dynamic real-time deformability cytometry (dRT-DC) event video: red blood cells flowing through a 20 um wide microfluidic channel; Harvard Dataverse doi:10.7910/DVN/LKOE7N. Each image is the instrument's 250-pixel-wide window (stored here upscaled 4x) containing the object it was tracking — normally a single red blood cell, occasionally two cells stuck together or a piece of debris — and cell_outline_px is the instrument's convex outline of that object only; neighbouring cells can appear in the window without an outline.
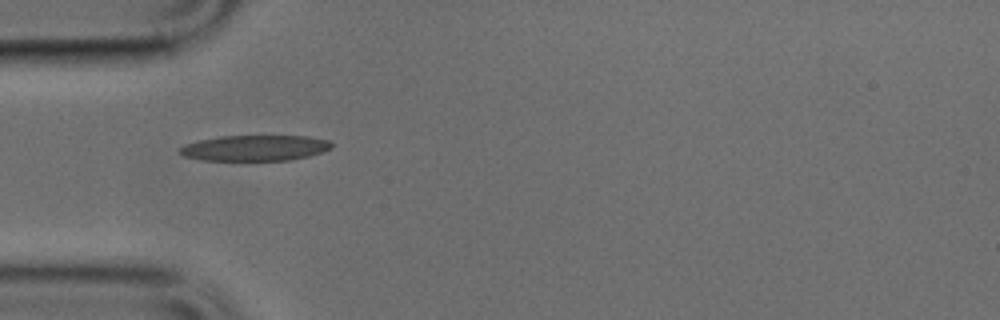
{"species": "common noctule bat (a hibernating species)", "species_latin": "Nyctalus noctula", "temperature_condition": "cold", "stored_images_in_passage": 36, "camera_frame_rate_fps": 3000, "um_per_image_px": 0.085, "animal": {"sex": "male", "body_mass_g": 17.9, "forearm_length_mm": 54.2}, "frame": {"image": 1, "passage_image": 1, "time_ms": 0.0, "image_size_px": [1000, 320], "cell_outline_px": [[332, 148], [308, 156], [288, 160], [200, 160], [184, 156], [180, 152], [180, 148], [184, 144], [196, 140], [220, 136], [308, 136], [328, 140], [332, 144]], "centroid_in_image_um": [21.63, 12.57], "position_along_channel_um": 63.4, "area_um2": 22.66}}
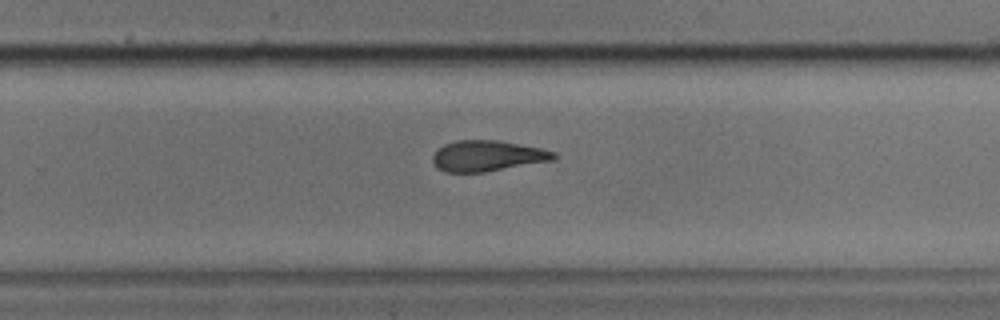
{"frame": {"image": 2, "passage_image": 18, "time_ms": 5.667, "image_size_px": [1000, 320], "cell_outline_px": [[556, 160], [484, 172], [444, 172], [436, 168], [432, 160], [432, 156], [444, 144], [456, 140], [496, 140], [540, 148], [556, 152]], "centroid_in_image_um": [41.43, 13.26], "position_along_channel_um": 288.4, "area_um2": 21.73}}
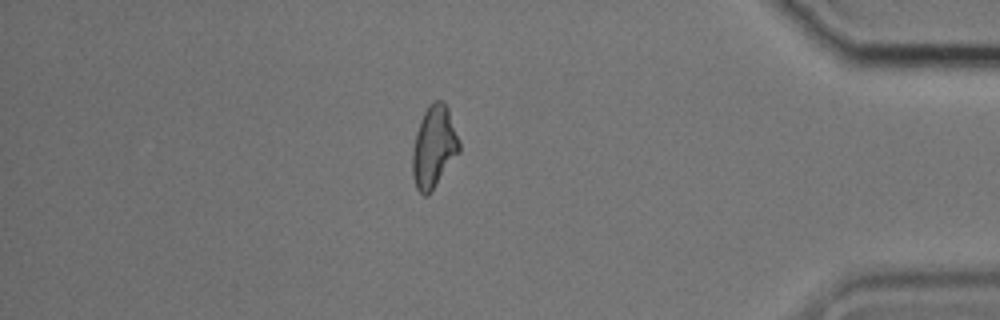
{"frame": {"image": 3, "passage_image": 29, "time_ms": 9.333, "image_size_px": [1000, 320], "cell_outline_px": [[460, 152], [428, 196], [424, 196], [416, 188], [412, 176], [412, 148], [416, 132], [420, 120], [424, 112], [436, 100], [444, 100], [448, 108], [460, 144]], "centroid_in_image_um": [36.87, 12.51], "position_along_channel_um": 398.3, "area_um2": 22.31}}